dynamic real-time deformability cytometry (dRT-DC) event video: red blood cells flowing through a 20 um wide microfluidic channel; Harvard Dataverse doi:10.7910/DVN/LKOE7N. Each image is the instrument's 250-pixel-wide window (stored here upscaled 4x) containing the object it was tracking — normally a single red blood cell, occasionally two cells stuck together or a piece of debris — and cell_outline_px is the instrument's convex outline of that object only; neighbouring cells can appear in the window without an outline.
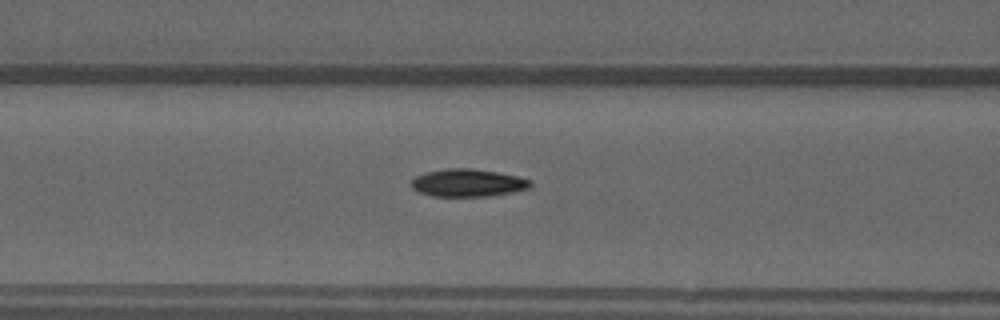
{"species": "common noctule bat (a hibernating species)", "species_latin": "Nyctalus noctula", "temperature_condition": "warm", "stored_images_in_passage": 35, "camera_frame_rate_fps": 3000, "um_per_image_px": 0.085, "animal": {"sex": "male", "forearm_length_mm": 52.5}, "frame": {"image": 1, "passage_image": 5, "time_ms": 1.333, "image_size_px": [1000, 320], "cell_outline_px": [[532, 188], [512, 192], [488, 196], [432, 196], [420, 192], [412, 188], [412, 180], [416, 176], [428, 172], [448, 168], [468, 168], [496, 172], [516, 176], [532, 180]], "centroid_in_image_um": [39.8, 15.55], "position_along_channel_um": 126.8, "area_um2": 19.02}}
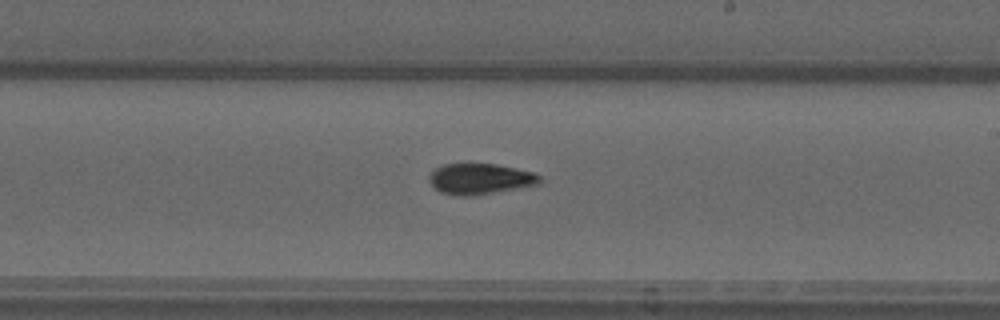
{"frame": {"image": 2, "passage_image": 14, "time_ms": 4.333, "image_size_px": [1000, 320], "cell_outline_px": [[544, 180], [540, 184], [476, 196], [460, 196], [440, 192], [428, 180], [428, 176], [436, 168], [444, 164], [496, 164], [532, 172], [540, 176]], "centroid_in_image_um": [40.83, 15.22], "position_along_channel_um": 248.2, "area_um2": 19.88}}
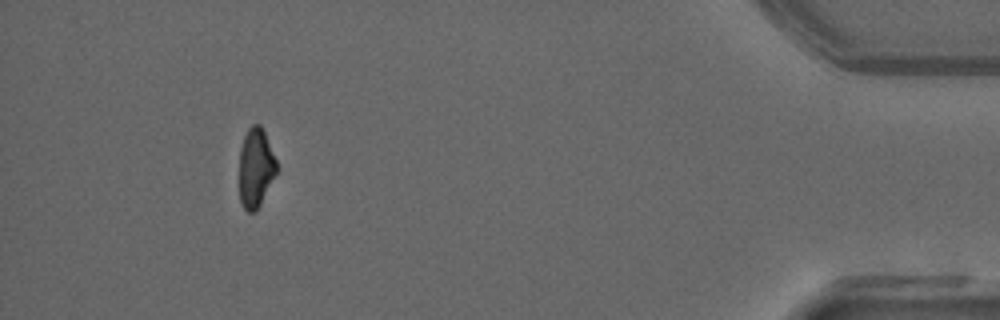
{"frame": {"image": 3, "passage_image": 31, "time_ms": 10.0, "image_size_px": [1000, 320], "cell_outline_px": [[276, 172], [256, 212], [248, 212], [244, 208], [240, 200], [240, 148], [244, 136], [248, 128], [252, 124], [260, 124], [264, 132], [276, 160]], "centroid_in_image_um": [21.72, 14.25], "position_along_channel_um": 413.5, "area_um2": 16.88}}